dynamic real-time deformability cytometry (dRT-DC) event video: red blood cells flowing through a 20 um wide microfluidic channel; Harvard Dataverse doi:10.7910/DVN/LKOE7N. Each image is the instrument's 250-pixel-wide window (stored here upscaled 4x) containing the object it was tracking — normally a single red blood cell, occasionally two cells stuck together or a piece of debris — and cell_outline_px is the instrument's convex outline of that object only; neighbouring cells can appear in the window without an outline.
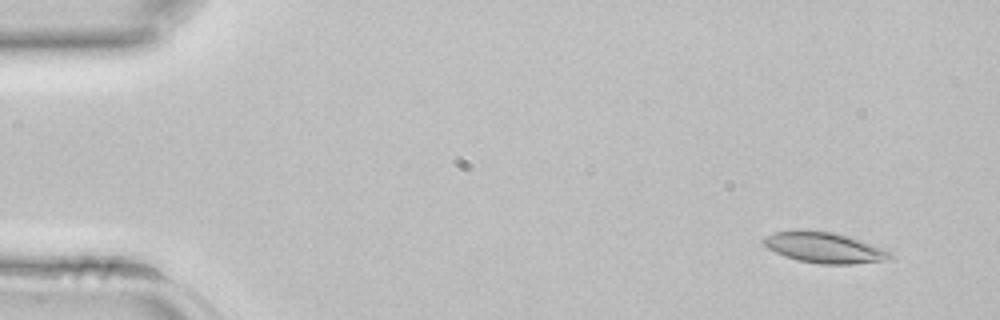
{"species": "common noctule bat (a hibernating species)", "species_latin": "Nyctalus noctula", "temperature_condition": "room temperature", "stored_images_in_passage": 12, "camera_frame_rate_fps": 3000, "um_per_image_px": 0.085, "animal": {"sex": "female", "body_mass_g": 22.7, "forearm_length_mm": 54.2}, "frame": {"image": 1, "passage_image": 4, "time_ms": 1.0, "image_size_px": [1000, 320], "cell_outline_px": [[892, 256], [884, 260], [852, 264], [820, 264], [796, 260], [784, 256], [768, 248], [760, 240], [764, 236], [776, 232], [832, 232], [848, 236], [892, 252]], "centroid_in_image_um": [70.04, 21.08], "position_along_channel_um": 15.0, "area_um2": 21.91}}